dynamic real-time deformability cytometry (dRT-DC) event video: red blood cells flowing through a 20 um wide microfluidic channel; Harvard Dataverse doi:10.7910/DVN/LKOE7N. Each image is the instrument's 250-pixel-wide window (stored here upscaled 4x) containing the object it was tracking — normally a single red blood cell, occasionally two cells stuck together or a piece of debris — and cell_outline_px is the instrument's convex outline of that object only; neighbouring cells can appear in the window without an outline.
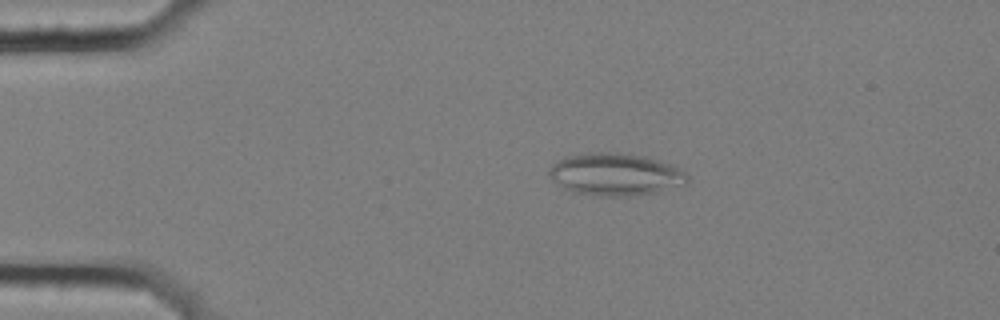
{"species": "common noctule bat (a hibernating species)", "species_latin": "Nyctalus noctula", "temperature_condition": "cold", "stored_images_in_passage": 8, "camera_frame_rate_fps": 3000, "um_per_image_px": 0.085, "animal": {"sex": "female", "body_mass_g": 25.1}, "frame": {"image": 1, "passage_image": 2, "time_ms": 0.333, "image_size_px": [1000, 320], "cell_outline_px": [[688, 184], [656, 192], [628, 196], [600, 196], [572, 192], [564, 188], [552, 180], [548, 176], [548, 168], [556, 160], [564, 156], [584, 152], [616, 152], [648, 156], [660, 160], [684, 172], [688, 176]], "centroid_in_image_um": [52.25, 14.8], "position_along_channel_um": 32.7, "area_um2": 34.56}}
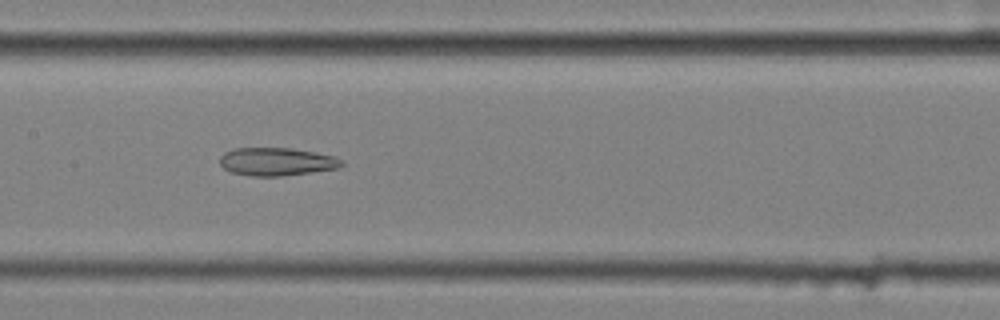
{"frame": {"image": 2, "passage_image": 7, "time_ms": 2.0, "image_size_px": [1000, 320], "cell_outline_px": [[344, 164], [340, 168], [280, 176], [252, 176], [232, 172], [224, 168], [220, 164], [220, 156], [224, 152], [232, 148], [292, 148], [332, 156], [340, 160]], "centroid_in_image_um": [23.47, 13.74], "position_along_channel_um": 183.9, "area_um2": 19.71}}
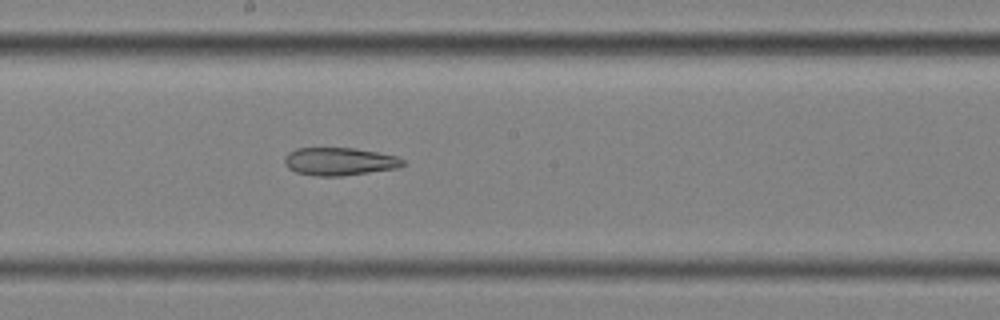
{"frame": {"image": 3, "passage_image": 8, "time_ms": 2.333, "image_size_px": [1000, 320], "cell_outline_px": [[404, 164], [396, 168], [340, 176], [316, 176], [296, 172], [288, 168], [284, 164], [284, 156], [288, 152], [296, 148], [356, 148], [396, 156], [404, 160]], "centroid_in_image_um": [28.79, 13.72], "position_along_channel_um": 219.4, "area_um2": 19.13}}